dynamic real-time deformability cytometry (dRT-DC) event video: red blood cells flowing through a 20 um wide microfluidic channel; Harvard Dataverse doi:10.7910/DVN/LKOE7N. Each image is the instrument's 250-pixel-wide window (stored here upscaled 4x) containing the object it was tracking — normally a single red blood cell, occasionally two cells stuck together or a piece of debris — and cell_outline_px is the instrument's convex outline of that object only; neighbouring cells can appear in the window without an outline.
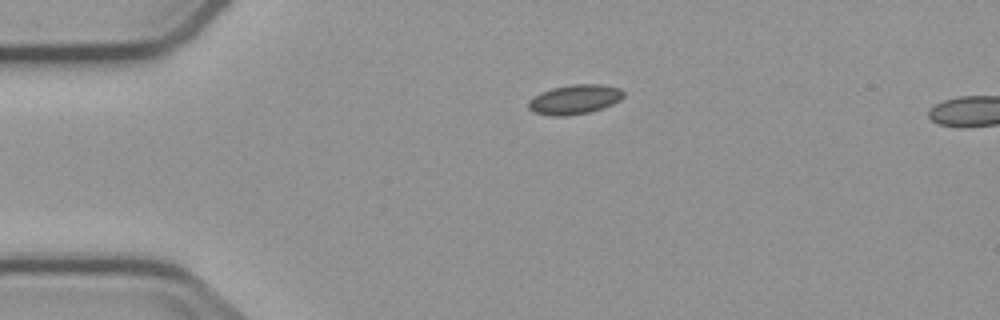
{"species": "common noctule bat (a hibernating species)", "species_latin": "Nyctalus noctula", "temperature_condition": "cold", "stored_images_in_passage": 3, "segment_of_instrument_passage": [1, 2], "camera_frame_rate_fps": 3000, "um_per_image_px": 0.085, "animal": {"sex": "male", "body_mass_g": 23.1, "forearm_length_mm": 52.7}, "frame": {"image": 1, "passage_image": 1, "time_ms": 0.0, "image_size_px": [1000, 320], "cell_outline_px": [[624, 96], [620, 100], [612, 104], [588, 112], [568, 116], [552, 116], [532, 112], [528, 108], [528, 100], [540, 92], [552, 88], [572, 84], [604, 84], [620, 88], [624, 92]], "centroid_in_image_um": [48.82, 8.44], "position_along_channel_um": 36.2, "area_um2": 16.47}}